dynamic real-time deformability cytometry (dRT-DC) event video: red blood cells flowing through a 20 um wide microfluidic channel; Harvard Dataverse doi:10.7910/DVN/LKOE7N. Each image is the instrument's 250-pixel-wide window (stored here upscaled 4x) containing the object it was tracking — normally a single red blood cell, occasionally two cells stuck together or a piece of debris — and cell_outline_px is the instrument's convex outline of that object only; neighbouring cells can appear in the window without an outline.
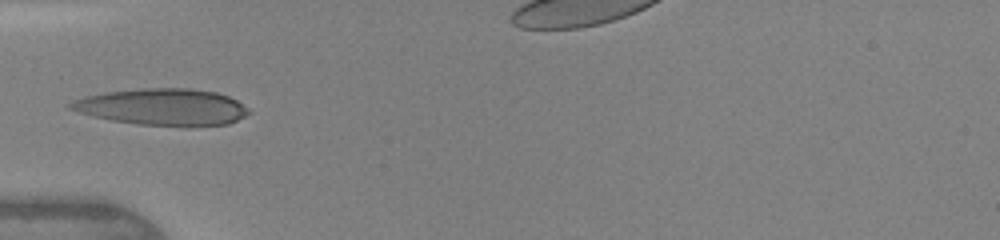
{"species": "human", "species_latin": "Homo sapiens", "temperature_condition": "warm", "stored_images_in_passage": 31, "camera_frame_rate_fps": 3000, "um_per_image_px": 0.085, "donor": {"sex": "female"}, "frame": {"image": 1, "passage_image": 1, "time_ms": 0.0, "image_size_px": [1000, 240], "cell_outline_px": [[252, 112], [228, 124], [184, 128], [136, 124], [112, 120], [80, 112], [68, 108], [68, 104], [72, 100], [88, 96], [108, 92], [140, 88], [188, 88], [216, 92], [228, 96], [236, 100], [248, 108]], "centroid_in_image_um": [13.87, 9.11], "position_along_channel_um": 71.1, "area_um2": 38.32}, "authors_computed_cell_mechanics": {"area_um2": 34.5644, "velocity_mm_per_s": 4.3755, "shape_relaxation_time_tau1_ms": 3.9717, "shape_relaxation_time_tau2_ms": 0.8322, "deformation_change_tau1": 0.1916, "deformation_change_tau2": 0.0651}}